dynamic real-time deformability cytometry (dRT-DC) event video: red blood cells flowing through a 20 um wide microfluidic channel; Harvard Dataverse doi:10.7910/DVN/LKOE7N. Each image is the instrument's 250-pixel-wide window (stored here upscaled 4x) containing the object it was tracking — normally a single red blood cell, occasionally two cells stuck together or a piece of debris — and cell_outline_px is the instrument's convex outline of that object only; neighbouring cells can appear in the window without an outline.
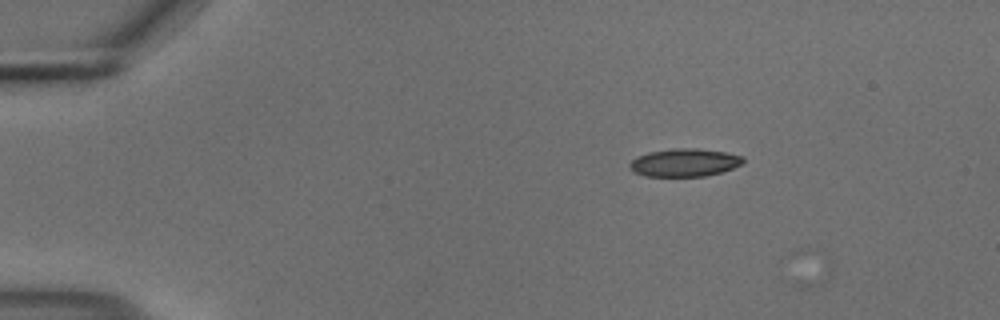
{"species": "common noctule bat (a hibernating species)", "species_latin": "Nyctalus noctula", "temperature_condition": "cold", "stored_images_in_passage": 2, "camera_frame_rate_fps": 3000, "um_per_image_px": 0.085, "animal": {"sex": "male", "body_mass_g": 18.8}, "frame": {"image": 1, "passage_image": 1, "time_ms": 0.0, "image_size_px": [1000, 320], "cell_outline_px": [[744, 164], [720, 172], [704, 176], [644, 176], [636, 172], [628, 164], [636, 156], [648, 152], [676, 148], [696, 148], [724, 152], [744, 156]], "centroid_in_image_um": [58.2, 13.81], "position_along_channel_um": 26.8, "area_um2": 18.38}}